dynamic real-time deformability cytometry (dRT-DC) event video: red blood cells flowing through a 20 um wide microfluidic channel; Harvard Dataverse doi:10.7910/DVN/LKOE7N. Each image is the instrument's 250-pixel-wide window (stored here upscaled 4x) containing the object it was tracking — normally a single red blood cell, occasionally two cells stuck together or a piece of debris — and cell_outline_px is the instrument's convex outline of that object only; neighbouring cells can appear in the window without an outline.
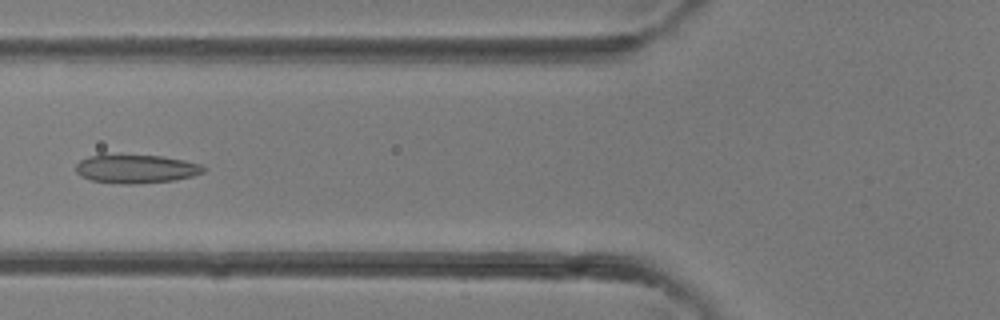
{"species": "common noctule bat (a hibernating species)", "species_latin": "Nyctalus noctula", "temperature_condition": "room temperature", "stored_images_in_passage": 37, "camera_frame_rate_fps": 3000, "um_per_image_px": 0.085, "animal": {"sex": "female"}, "frame": {"image": 1, "passage_image": 13, "time_ms": 4.0, "image_size_px": [1000, 320], "cell_outline_px": [[208, 168], [204, 172], [192, 176], [176, 180], [136, 184], [124, 184], [92, 180], [80, 176], [76, 172], [76, 164], [80, 160], [88, 156], [160, 156], [184, 160], [200, 164]], "centroid_in_image_um": [11.6, 14.37], "position_along_channel_um": 114.2, "area_um2": 20.98}}
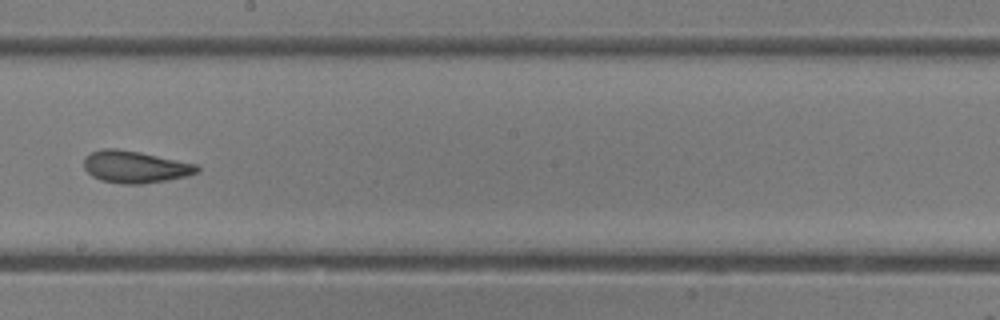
{"frame": {"image": 2, "passage_image": 20, "time_ms": 6.333, "image_size_px": [1000, 320], "cell_outline_px": [[200, 168], [196, 172], [188, 176], [168, 180], [140, 184], [124, 184], [100, 180], [92, 176], [84, 168], [84, 156], [100, 148], [116, 148], [140, 152], [196, 164]], "centroid_in_image_um": [11.45, 14.18], "position_along_channel_um": 236.7, "area_um2": 21.15}}
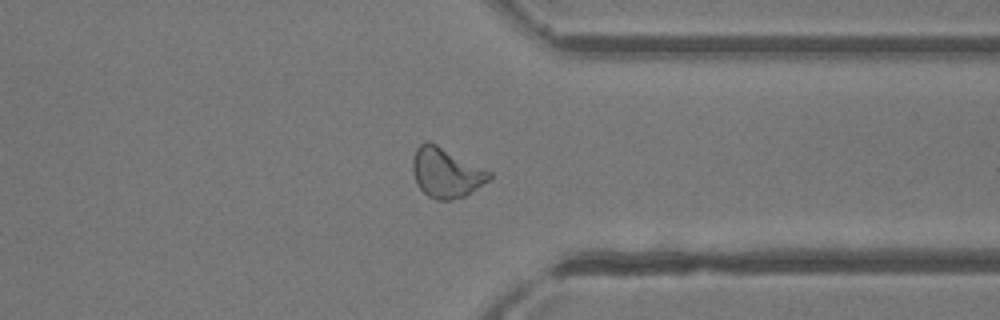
{"frame": {"image": 3, "passage_image": 28, "time_ms": 9.0, "image_size_px": [1000, 320], "cell_outline_px": [[492, 180], [464, 196], [448, 200], [436, 200], [428, 196], [416, 184], [412, 172], [412, 160], [416, 148], [424, 140], [428, 140], [492, 172]], "centroid_in_image_um": [37.91, 14.68], "position_along_channel_um": 373.5, "area_um2": 22.37}}